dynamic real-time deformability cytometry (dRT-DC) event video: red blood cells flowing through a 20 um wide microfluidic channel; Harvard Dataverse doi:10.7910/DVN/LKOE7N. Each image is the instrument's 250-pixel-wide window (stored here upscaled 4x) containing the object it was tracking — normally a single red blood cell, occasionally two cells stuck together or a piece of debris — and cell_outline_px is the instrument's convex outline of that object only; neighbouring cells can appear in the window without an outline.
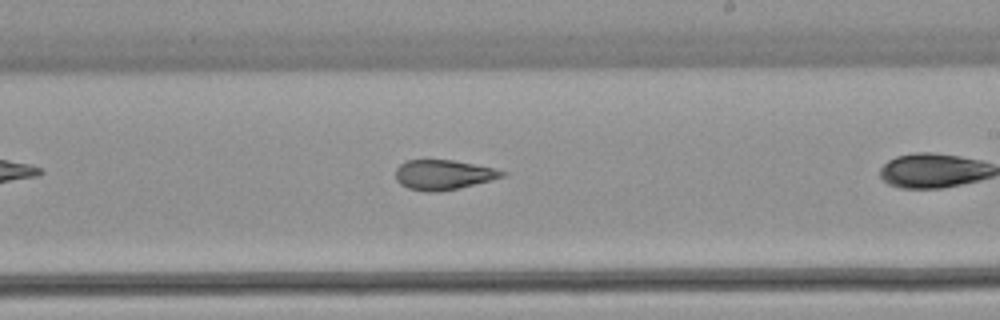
{"species": "common noctule bat (a hibernating species)", "species_latin": "Nyctalus noctula", "temperature_condition": "warm", "stored_images_in_passage": 25, "camera_frame_rate_fps": 3000, "um_per_image_px": 0.085, "animal": {"sex": "female", "body_mass_g": 22.7, "forearm_length_mm": 54.2}, "frame": {"image": 1, "passage_image": 15, "time_ms": 4.667, "image_size_px": [1000, 320], "cell_outline_px": [[508, 172], [504, 176], [492, 180], [440, 192], [428, 192], [408, 188], [400, 184], [396, 180], [396, 168], [400, 164], [408, 160], [452, 160], [492, 168]], "centroid_in_image_um": [37.66, 14.86], "position_along_channel_um": 251.3, "area_um2": 18.38}}
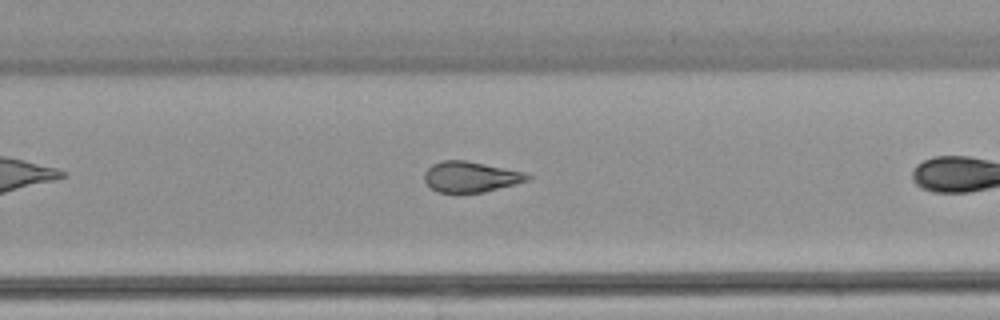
{"frame": {"image": 2, "passage_image": 18, "time_ms": 5.667, "image_size_px": [1000, 320], "cell_outline_px": [[532, 180], [484, 192], [436, 192], [424, 180], [424, 172], [432, 164], [444, 160], [464, 160], [524, 172], [532, 176]], "centroid_in_image_um": [40.02, 15.03], "position_along_channel_um": 289.8, "area_um2": 18.32}}